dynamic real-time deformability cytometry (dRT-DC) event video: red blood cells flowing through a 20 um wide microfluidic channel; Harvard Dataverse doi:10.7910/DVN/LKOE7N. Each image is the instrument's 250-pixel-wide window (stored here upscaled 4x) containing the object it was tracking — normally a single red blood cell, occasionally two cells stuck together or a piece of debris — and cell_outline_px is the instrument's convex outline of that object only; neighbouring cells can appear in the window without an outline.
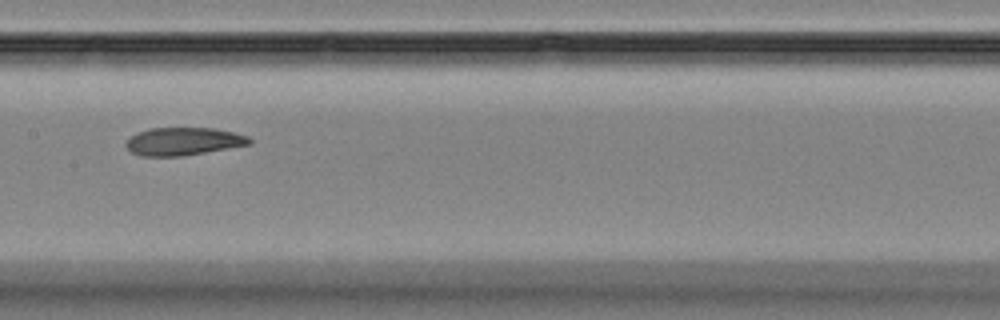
{"species": "Egyptian fruit bat (a non-hibernating species)", "species_latin": "Rousettus aegyptiacus", "temperature_condition": "room temperature", "stored_images_in_passage": 8, "camera_frame_rate_fps": 3000, "um_per_image_px": 0.085, "animal": {"sex": "female"}, "frame": {"image": 1, "passage_image": 6, "time_ms": 6.0, "image_size_px": [1000, 320], "cell_outline_px": [[252, 144], [184, 156], [140, 156], [132, 152], [124, 144], [136, 132], [148, 128], [216, 128], [248, 136], [252, 140]], "centroid_in_image_um": [15.59, 12.02], "position_along_channel_um": 191.8, "area_um2": 20.11}}
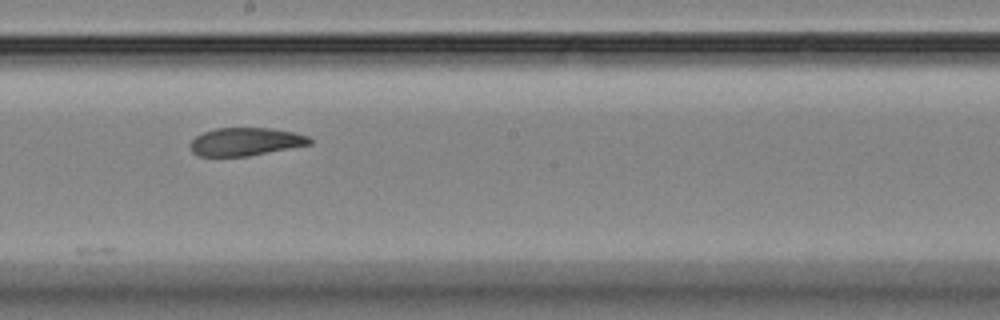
{"frame": {"image": 2, "passage_image": 7, "time_ms": 7.0, "image_size_px": [1000, 320], "cell_outline_px": [[312, 144], [248, 156], [196, 156], [192, 152], [188, 144], [196, 136], [204, 132], [216, 128], [272, 128], [292, 132], [308, 136], [312, 140]], "centroid_in_image_um": [20.84, 12.05], "position_along_channel_um": 227.4, "area_um2": 19.54}}
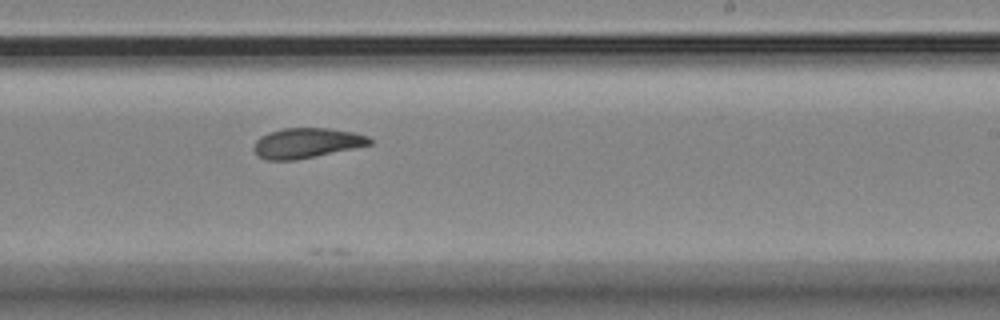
{"frame": {"image": 3, "passage_image": 8, "time_ms": 8.0, "image_size_px": [1000, 320], "cell_outline_px": [[372, 144], [296, 160], [264, 160], [256, 156], [252, 148], [256, 140], [260, 136], [268, 132], [284, 128], [328, 128], [352, 132], [368, 136], [372, 140]], "centroid_in_image_um": [25.99, 12.16], "position_along_channel_um": 263.0, "area_um2": 20.35}}